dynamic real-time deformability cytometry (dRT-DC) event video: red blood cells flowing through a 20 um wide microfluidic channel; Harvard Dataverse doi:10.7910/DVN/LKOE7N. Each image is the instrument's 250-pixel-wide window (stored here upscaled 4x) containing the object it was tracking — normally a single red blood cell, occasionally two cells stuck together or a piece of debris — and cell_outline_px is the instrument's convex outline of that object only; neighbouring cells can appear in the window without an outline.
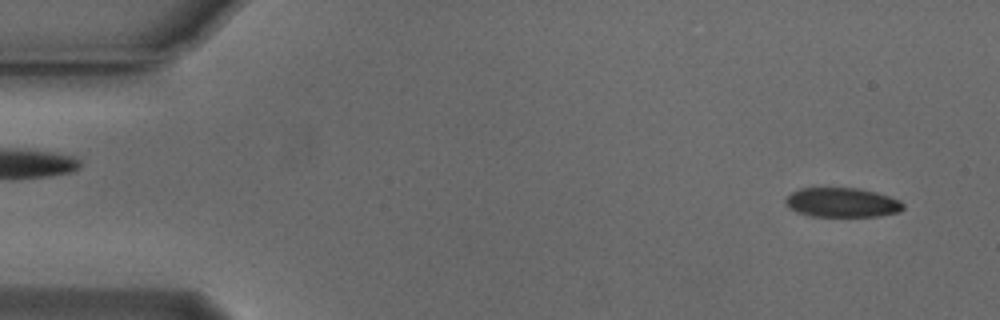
{"species": "Egyptian fruit bat (a non-hibernating species)", "species_latin": "Rousettus aegyptiacus", "temperature_condition": "cold", "stored_images_in_passage": 16, "camera_frame_rate_fps": 3000, "um_per_image_px": 0.085, "animal": {"sex": "male"}, "frame": {"image": 1, "passage_image": 3, "time_ms": 0.667, "image_size_px": [1000, 320], "cell_outline_px": [[904, 208], [900, 212], [880, 216], [812, 216], [796, 212], [784, 200], [792, 192], [800, 188], [860, 188], [876, 192], [900, 200], [904, 204]], "centroid_in_image_um": [71.62, 17.21], "position_along_channel_um": 13.4, "area_um2": 20.11}}
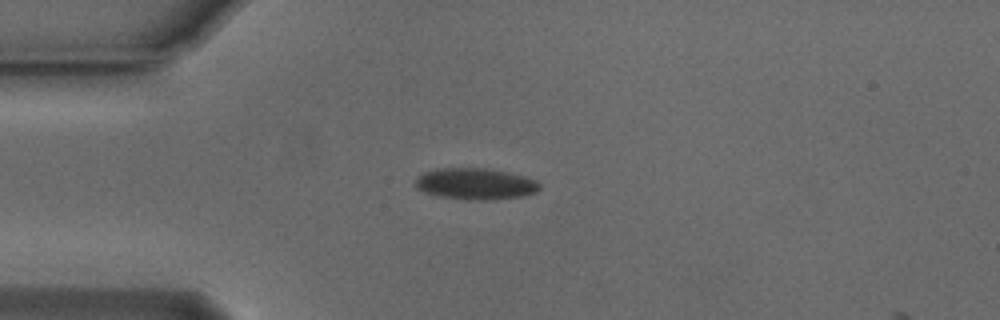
{"frame": {"image": 2, "passage_image": 13, "time_ms": 4.0, "image_size_px": [1000, 320], "cell_outline_px": [[540, 188], [536, 192], [524, 196], [488, 200], [476, 200], [436, 196], [424, 192], [416, 188], [416, 176], [424, 172], [436, 168], [484, 168], [508, 172], [524, 176], [536, 180], [540, 184]], "centroid_in_image_um": [40.4, 15.62], "position_along_channel_um": 44.6, "area_um2": 22.83}}